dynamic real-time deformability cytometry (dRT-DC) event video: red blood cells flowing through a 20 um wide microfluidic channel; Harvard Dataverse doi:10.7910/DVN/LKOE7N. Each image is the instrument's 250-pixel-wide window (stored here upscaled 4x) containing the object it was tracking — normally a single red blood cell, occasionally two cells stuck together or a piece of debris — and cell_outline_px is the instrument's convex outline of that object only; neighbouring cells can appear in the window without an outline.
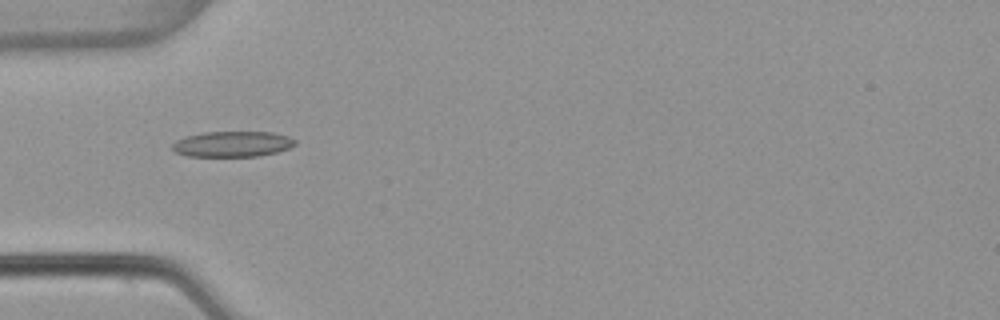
{"species": "common noctule bat (a hibernating species)", "species_latin": "Nyctalus noctula", "temperature_condition": "warm", "stored_images_in_passage": 7, "camera_frame_rate_fps": 3000, "um_per_image_px": 0.085, "animal": {"sex": "female", "body_mass_g": 22.7, "forearm_length_mm": 54.2}, "frame": {"image": 1, "passage_image": 5, "time_ms": 1.333, "image_size_px": [1000, 320], "cell_outline_px": [[296, 144], [288, 148], [276, 152], [260, 156], [188, 156], [176, 152], [172, 148], [172, 144], [176, 140], [188, 136], [204, 132], [272, 132], [288, 136], [296, 140]], "centroid_in_image_um": [19.77, 12.24], "position_along_channel_um": 65.2, "area_um2": 18.21}}
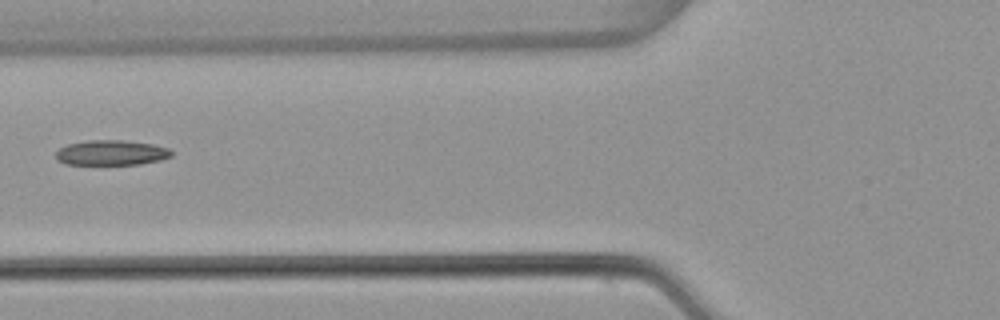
{"frame": {"image": 2, "passage_image": 6, "time_ms": 1.667, "image_size_px": [1000, 320], "cell_outline_px": [[172, 156], [160, 160], [140, 164], [64, 164], [56, 160], [56, 152], [60, 148], [68, 144], [88, 140], [124, 140], [152, 144], [168, 148], [172, 152]], "centroid_in_image_um": [9.45, 12.98], "position_along_channel_um": 116.3, "area_um2": 16.88}}
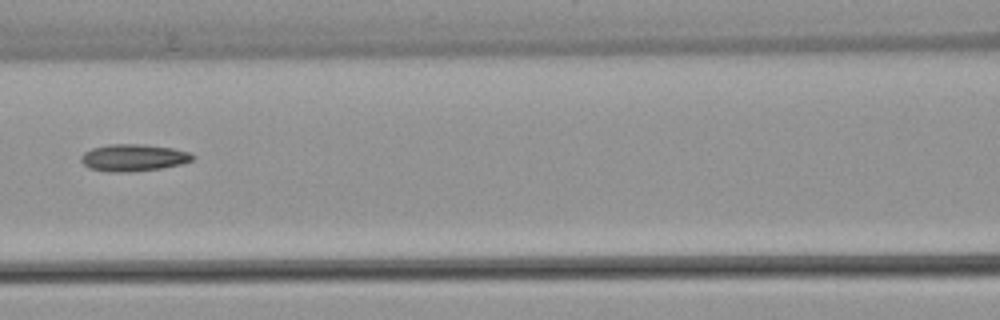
{"frame": {"image": 3, "passage_image": 7, "time_ms": 2.0, "image_size_px": [1000, 320], "cell_outline_px": [[196, 156], [192, 160], [180, 164], [160, 168], [128, 172], [108, 172], [88, 168], [80, 160], [80, 156], [84, 152], [92, 148], [108, 144], [144, 144], [172, 148], [188, 152]], "centroid_in_image_um": [11.3, 13.4], "position_along_channel_um": 155.3, "area_um2": 17.57}}